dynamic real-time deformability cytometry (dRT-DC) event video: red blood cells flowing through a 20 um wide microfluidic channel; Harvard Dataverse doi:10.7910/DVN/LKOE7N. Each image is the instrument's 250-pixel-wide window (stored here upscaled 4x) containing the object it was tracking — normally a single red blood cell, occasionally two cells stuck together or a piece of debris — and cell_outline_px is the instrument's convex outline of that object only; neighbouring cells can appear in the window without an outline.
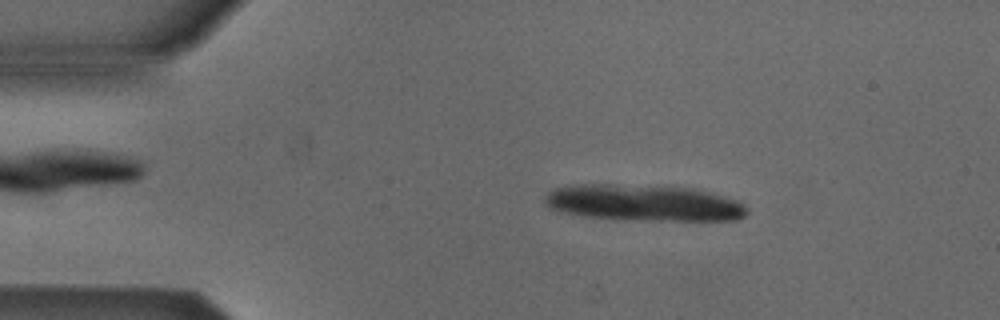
{"species": "Egyptian fruit bat (a non-hibernating species)", "species_latin": "Rousettus aegyptiacus", "temperature_condition": "cold", "stored_images_in_passage": 14, "camera_frame_rate_fps": 3000, "um_per_image_px": 0.085, "animal": {"sex": "male"}, "frame": {"image": 1, "passage_image": 8, "time_ms": 2.333, "image_size_px": [1000, 320], "cell_outline_px": [[748, 212], [744, 216], [736, 220], [644, 220], [584, 216], [556, 212], [548, 208], [544, 204], [544, 200], [548, 192], [556, 188], [576, 184], [612, 184], [692, 188], [712, 192], [740, 200], [748, 208]], "centroid_in_image_um": [54.72, 17.24], "position_along_channel_um": 30.3, "area_um2": 43.12}}